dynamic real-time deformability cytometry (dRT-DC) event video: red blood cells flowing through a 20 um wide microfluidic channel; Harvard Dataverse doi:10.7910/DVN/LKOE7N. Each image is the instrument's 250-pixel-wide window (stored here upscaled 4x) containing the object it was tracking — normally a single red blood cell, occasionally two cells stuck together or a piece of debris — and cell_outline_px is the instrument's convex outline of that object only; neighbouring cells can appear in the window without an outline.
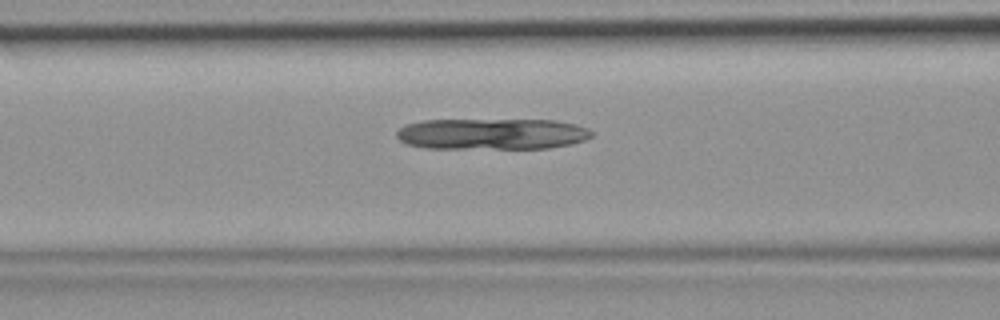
{"species": "common noctule bat (a hibernating species)", "species_latin": "Nyctalus noctula", "temperature_condition": "room temperature", "stored_images_in_passage": 33, "camera_frame_rate_fps": 3000, "um_per_image_px": 0.085, "animal": {"sex": "female", "body_mass_g": 19.9}, "frame": {"image": 1, "passage_image": 9, "time_ms": 2.667, "image_size_px": [1000, 320], "cell_outline_px": [[592, 136], [584, 140], [572, 144], [548, 148], [424, 148], [404, 144], [396, 136], [396, 132], [404, 124], [424, 120], [556, 120], [576, 124], [588, 128], [592, 132]], "centroid_in_image_um": [41.79, 11.38], "position_along_channel_um": 124.8, "area_um2": 35.6}}
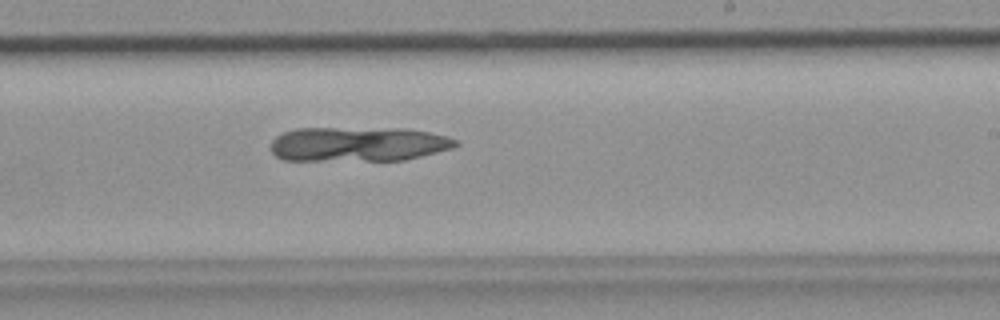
{"frame": {"image": 2, "passage_image": 18, "time_ms": 5.667, "image_size_px": [1000, 320], "cell_outline_px": [[460, 144], [452, 148], [404, 160], [284, 160], [276, 156], [272, 152], [272, 140], [276, 136], [284, 132], [296, 128], [404, 128], [428, 132], [448, 136], [460, 140]], "centroid_in_image_um": [30.47, 12.24], "position_along_channel_um": 258.5, "area_um2": 37.4}}